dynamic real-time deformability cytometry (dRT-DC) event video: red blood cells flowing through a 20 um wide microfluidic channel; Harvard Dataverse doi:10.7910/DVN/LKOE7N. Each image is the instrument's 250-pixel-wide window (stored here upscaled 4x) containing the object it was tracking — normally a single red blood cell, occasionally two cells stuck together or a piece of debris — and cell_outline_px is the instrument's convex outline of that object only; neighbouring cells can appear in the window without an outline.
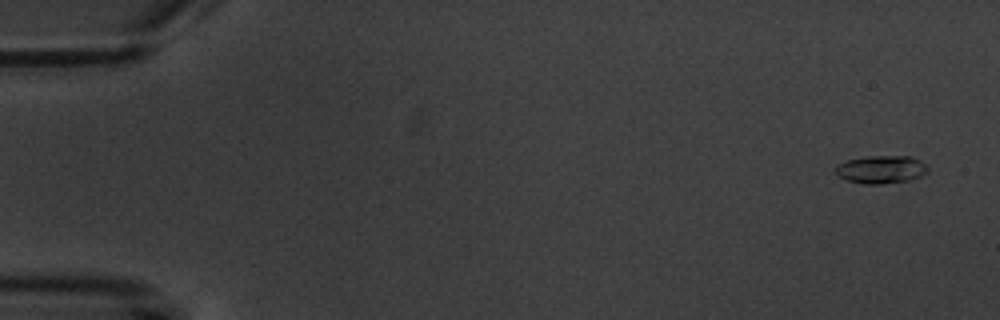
{"species": "common noctule bat (a hibernating species)", "species_latin": "Nyctalus noctula", "temperature_condition": "warm", "stored_images_in_passage": 8, "camera_frame_rate_fps": 3000, "um_per_image_px": 0.085, "animal": {"sex": "male", "body_mass_g": 20.1, "forearm_length_mm": 53.5}, "frame": {"image": 1, "passage_image": 1, "time_ms": 0.0, "image_size_px": [1000, 320], "cell_outline_px": [[928, 172], [912, 180], [880, 184], [864, 184], [848, 180], [840, 176], [836, 172], [836, 164], [848, 160], [868, 156], [912, 156], [920, 160], [928, 168]], "centroid_in_image_um": [74.93, 14.4], "position_along_channel_um": 10.1, "area_um2": 14.97}}
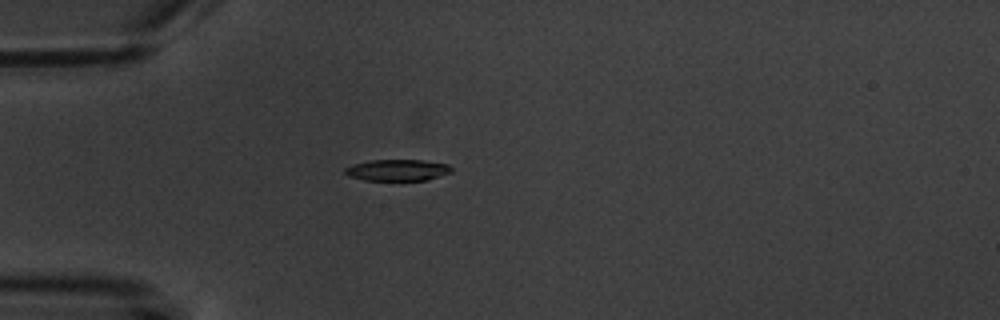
{"frame": {"image": 2, "passage_image": 5, "time_ms": 4.667, "image_size_px": [1000, 320], "cell_outline_px": [[452, 172], [428, 180], [364, 180], [348, 176], [344, 172], [344, 168], [352, 164], [372, 160], [420, 160], [448, 164], [452, 168]], "centroid_in_image_um": [33.77, 14.46], "position_along_channel_um": 51.2, "area_um2": 13.29}}